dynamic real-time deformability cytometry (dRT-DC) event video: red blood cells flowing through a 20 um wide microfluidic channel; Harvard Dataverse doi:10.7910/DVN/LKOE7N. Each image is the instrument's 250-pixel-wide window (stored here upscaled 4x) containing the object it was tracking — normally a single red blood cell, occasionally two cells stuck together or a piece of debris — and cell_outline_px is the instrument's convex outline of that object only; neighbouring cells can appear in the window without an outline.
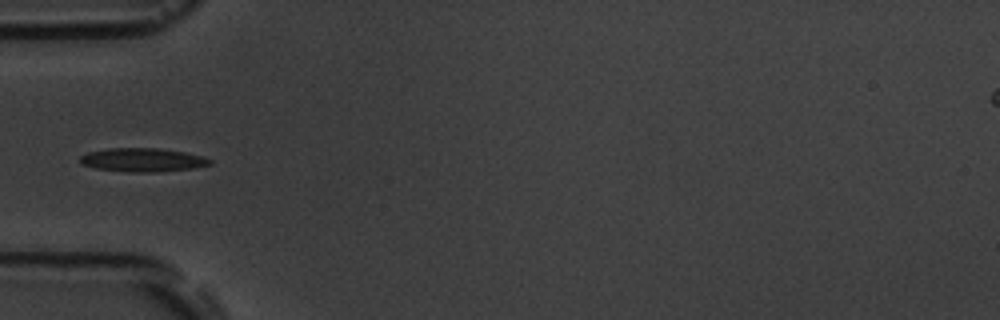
{"species": "common noctule bat (a hibernating species)", "species_latin": "Nyctalus noctula", "temperature_condition": "room temperature", "stored_images_in_passage": 6, "camera_frame_rate_fps": 3000, "um_per_image_px": 0.085, "animal": {"sex": "male", "body_mass_g": 19.5, "forearm_length_mm": 54.6}, "frame": {"image": 1, "passage_image": 6, "time_ms": 6.667, "image_size_px": [1000, 320], "cell_outline_px": [[212, 164], [192, 168], [160, 172], [132, 172], [96, 168], [80, 164], [80, 156], [88, 152], [108, 148], [156, 148], [184, 152], [204, 156], [212, 160]], "centroid_in_image_um": [12.13, 13.59], "position_along_channel_um": 72.9, "area_um2": 17.86}}